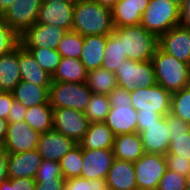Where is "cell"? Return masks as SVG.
I'll return each mask as SVG.
<instances>
[{
  "mask_svg": "<svg viewBox=\"0 0 190 190\" xmlns=\"http://www.w3.org/2000/svg\"><path fill=\"white\" fill-rule=\"evenodd\" d=\"M166 123L168 128V138L171 142V137L185 135L190 131V124L184 122L181 118L175 117L174 115L168 113L166 115Z\"/></svg>",
  "mask_w": 190,
  "mask_h": 190,
  "instance_id": "cell-42",
  "label": "cell"
},
{
  "mask_svg": "<svg viewBox=\"0 0 190 190\" xmlns=\"http://www.w3.org/2000/svg\"><path fill=\"white\" fill-rule=\"evenodd\" d=\"M86 84L93 93L109 95L117 87V78L101 67L87 71Z\"/></svg>",
  "mask_w": 190,
  "mask_h": 190,
  "instance_id": "cell-30",
  "label": "cell"
},
{
  "mask_svg": "<svg viewBox=\"0 0 190 190\" xmlns=\"http://www.w3.org/2000/svg\"><path fill=\"white\" fill-rule=\"evenodd\" d=\"M64 1H75V0H42V2H64Z\"/></svg>",
  "mask_w": 190,
  "mask_h": 190,
  "instance_id": "cell-57",
  "label": "cell"
},
{
  "mask_svg": "<svg viewBox=\"0 0 190 190\" xmlns=\"http://www.w3.org/2000/svg\"><path fill=\"white\" fill-rule=\"evenodd\" d=\"M8 152L0 150V184L8 180Z\"/></svg>",
  "mask_w": 190,
  "mask_h": 190,
  "instance_id": "cell-50",
  "label": "cell"
},
{
  "mask_svg": "<svg viewBox=\"0 0 190 190\" xmlns=\"http://www.w3.org/2000/svg\"><path fill=\"white\" fill-rule=\"evenodd\" d=\"M115 156L112 149H83V165L80 177L88 180L106 179Z\"/></svg>",
  "mask_w": 190,
  "mask_h": 190,
  "instance_id": "cell-15",
  "label": "cell"
},
{
  "mask_svg": "<svg viewBox=\"0 0 190 190\" xmlns=\"http://www.w3.org/2000/svg\"><path fill=\"white\" fill-rule=\"evenodd\" d=\"M112 150L115 159L130 162L137 161L145 153L138 132L115 136Z\"/></svg>",
  "mask_w": 190,
  "mask_h": 190,
  "instance_id": "cell-23",
  "label": "cell"
},
{
  "mask_svg": "<svg viewBox=\"0 0 190 190\" xmlns=\"http://www.w3.org/2000/svg\"><path fill=\"white\" fill-rule=\"evenodd\" d=\"M19 69L21 80L43 87H50L52 76L42 69L32 54L19 44Z\"/></svg>",
  "mask_w": 190,
  "mask_h": 190,
  "instance_id": "cell-22",
  "label": "cell"
},
{
  "mask_svg": "<svg viewBox=\"0 0 190 190\" xmlns=\"http://www.w3.org/2000/svg\"><path fill=\"white\" fill-rule=\"evenodd\" d=\"M169 1L174 3L177 6L181 7L184 0H169Z\"/></svg>",
  "mask_w": 190,
  "mask_h": 190,
  "instance_id": "cell-55",
  "label": "cell"
},
{
  "mask_svg": "<svg viewBox=\"0 0 190 190\" xmlns=\"http://www.w3.org/2000/svg\"><path fill=\"white\" fill-rule=\"evenodd\" d=\"M20 44V36L0 17V56L14 50Z\"/></svg>",
  "mask_w": 190,
  "mask_h": 190,
  "instance_id": "cell-37",
  "label": "cell"
},
{
  "mask_svg": "<svg viewBox=\"0 0 190 190\" xmlns=\"http://www.w3.org/2000/svg\"><path fill=\"white\" fill-rule=\"evenodd\" d=\"M27 109L23 104L14 100L7 117L8 123L24 121Z\"/></svg>",
  "mask_w": 190,
  "mask_h": 190,
  "instance_id": "cell-45",
  "label": "cell"
},
{
  "mask_svg": "<svg viewBox=\"0 0 190 190\" xmlns=\"http://www.w3.org/2000/svg\"><path fill=\"white\" fill-rule=\"evenodd\" d=\"M180 23V7L169 0H149L141 25L158 38Z\"/></svg>",
  "mask_w": 190,
  "mask_h": 190,
  "instance_id": "cell-5",
  "label": "cell"
},
{
  "mask_svg": "<svg viewBox=\"0 0 190 190\" xmlns=\"http://www.w3.org/2000/svg\"><path fill=\"white\" fill-rule=\"evenodd\" d=\"M107 36L108 35L84 36V44L79 59L87 71L102 67Z\"/></svg>",
  "mask_w": 190,
  "mask_h": 190,
  "instance_id": "cell-24",
  "label": "cell"
},
{
  "mask_svg": "<svg viewBox=\"0 0 190 190\" xmlns=\"http://www.w3.org/2000/svg\"><path fill=\"white\" fill-rule=\"evenodd\" d=\"M158 47L181 62L190 64V29L172 27L159 37Z\"/></svg>",
  "mask_w": 190,
  "mask_h": 190,
  "instance_id": "cell-14",
  "label": "cell"
},
{
  "mask_svg": "<svg viewBox=\"0 0 190 190\" xmlns=\"http://www.w3.org/2000/svg\"><path fill=\"white\" fill-rule=\"evenodd\" d=\"M13 101L14 96L12 92L3 91L0 94V118L7 120Z\"/></svg>",
  "mask_w": 190,
  "mask_h": 190,
  "instance_id": "cell-47",
  "label": "cell"
},
{
  "mask_svg": "<svg viewBox=\"0 0 190 190\" xmlns=\"http://www.w3.org/2000/svg\"><path fill=\"white\" fill-rule=\"evenodd\" d=\"M34 190H62L65 187V179L35 180Z\"/></svg>",
  "mask_w": 190,
  "mask_h": 190,
  "instance_id": "cell-46",
  "label": "cell"
},
{
  "mask_svg": "<svg viewBox=\"0 0 190 190\" xmlns=\"http://www.w3.org/2000/svg\"><path fill=\"white\" fill-rule=\"evenodd\" d=\"M67 190H109L106 179L88 180L83 177L65 180Z\"/></svg>",
  "mask_w": 190,
  "mask_h": 190,
  "instance_id": "cell-38",
  "label": "cell"
},
{
  "mask_svg": "<svg viewBox=\"0 0 190 190\" xmlns=\"http://www.w3.org/2000/svg\"><path fill=\"white\" fill-rule=\"evenodd\" d=\"M74 5L75 1L43 2L39 10L37 23L54 25L66 31H71Z\"/></svg>",
  "mask_w": 190,
  "mask_h": 190,
  "instance_id": "cell-17",
  "label": "cell"
},
{
  "mask_svg": "<svg viewBox=\"0 0 190 190\" xmlns=\"http://www.w3.org/2000/svg\"><path fill=\"white\" fill-rule=\"evenodd\" d=\"M114 32L122 39L123 54L127 59L151 61L158 48L159 38L155 34L148 32L141 24L114 28Z\"/></svg>",
  "mask_w": 190,
  "mask_h": 190,
  "instance_id": "cell-4",
  "label": "cell"
},
{
  "mask_svg": "<svg viewBox=\"0 0 190 190\" xmlns=\"http://www.w3.org/2000/svg\"><path fill=\"white\" fill-rule=\"evenodd\" d=\"M168 154H177V158L190 160V131L185 135L171 137Z\"/></svg>",
  "mask_w": 190,
  "mask_h": 190,
  "instance_id": "cell-40",
  "label": "cell"
},
{
  "mask_svg": "<svg viewBox=\"0 0 190 190\" xmlns=\"http://www.w3.org/2000/svg\"><path fill=\"white\" fill-rule=\"evenodd\" d=\"M14 1L15 0H0L2 4V18L4 16L6 9H8L13 4Z\"/></svg>",
  "mask_w": 190,
  "mask_h": 190,
  "instance_id": "cell-53",
  "label": "cell"
},
{
  "mask_svg": "<svg viewBox=\"0 0 190 190\" xmlns=\"http://www.w3.org/2000/svg\"><path fill=\"white\" fill-rule=\"evenodd\" d=\"M172 93L155 84L146 88L136 87L130 92L131 105L137 111L155 112L162 116L170 113Z\"/></svg>",
  "mask_w": 190,
  "mask_h": 190,
  "instance_id": "cell-8",
  "label": "cell"
},
{
  "mask_svg": "<svg viewBox=\"0 0 190 190\" xmlns=\"http://www.w3.org/2000/svg\"><path fill=\"white\" fill-rule=\"evenodd\" d=\"M151 62L156 82L165 90L174 93L190 86V64L179 61L159 47L151 58Z\"/></svg>",
  "mask_w": 190,
  "mask_h": 190,
  "instance_id": "cell-2",
  "label": "cell"
},
{
  "mask_svg": "<svg viewBox=\"0 0 190 190\" xmlns=\"http://www.w3.org/2000/svg\"><path fill=\"white\" fill-rule=\"evenodd\" d=\"M20 81L18 45L11 52L0 56V87L5 92H12Z\"/></svg>",
  "mask_w": 190,
  "mask_h": 190,
  "instance_id": "cell-25",
  "label": "cell"
},
{
  "mask_svg": "<svg viewBox=\"0 0 190 190\" xmlns=\"http://www.w3.org/2000/svg\"><path fill=\"white\" fill-rule=\"evenodd\" d=\"M108 96L111 107L104 123L114 136L137 132V110L131 105L130 92L117 86Z\"/></svg>",
  "mask_w": 190,
  "mask_h": 190,
  "instance_id": "cell-3",
  "label": "cell"
},
{
  "mask_svg": "<svg viewBox=\"0 0 190 190\" xmlns=\"http://www.w3.org/2000/svg\"><path fill=\"white\" fill-rule=\"evenodd\" d=\"M117 86L129 92L136 87L146 88L157 84L151 61L138 62L125 59L115 72Z\"/></svg>",
  "mask_w": 190,
  "mask_h": 190,
  "instance_id": "cell-7",
  "label": "cell"
},
{
  "mask_svg": "<svg viewBox=\"0 0 190 190\" xmlns=\"http://www.w3.org/2000/svg\"><path fill=\"white\" fill-rule=\"evenodd\" d=\"M62 176L65 180L77 178L81 175L83 165V149L76 145L59 161Z\"/></svg>",
  "mask_w": 190,
  "mask_h": 190,
  "instance_id": "cell-32",
  "label": "cell"
},
{
  "mask_svg": "<svg viewBox=\"0 0 190 190\" xmlns=\"http://www.w3.org/2000/svg\"><path fill=\"white\" fill-rule=\"evenodd\" d=\"M94 2H97L98 4L102 5L103 7L112 9L114 5L119 1V0H92Z\"/></svg>",
  "mask_w": 190,
  "mask_h": 190,
  "instance_id": "cell-52",
  "label": "cell"
},
{
  "mask_svg": "<svg viewBox=\"0 0 190 190\" xmlns=\"http://www.w3.org/2000/svg\"><path fill=\"white\" fill-rule=\"evenodd\" d=\"M112 130L104 123H90L89 128L78 145L82 149H112L114 143Z\"/></svg>",
  "mask_w": 190,
  "mask_h": 190,
  "instance_id": "cell-26",
  "label": "cell"
},
{
  "mask_svg": "<svg viewBox=\"0 0 190 190\" xmlns=\"http://www.w3.org/2000/svg\"><path fill=\"white\" fill-rule=\"evenodd\" d=\"M37 149L22 153H8V177L34 179L42 162Z\"/></svg>",
  "mask_w": 190,
  "mask_h": 190,
  "instance_id": "cell-18",
  "label": "cell"
},
{
  "mask_svg": "<svg viewBox=\"0 0 190 190\" xmlns=\"http://www.w3.org/2000/svg\"><path fill=\"white\" fill-rule=\"evenodd\" d=\"M25 49L32 54L43 70L48 72L51 76L54 74L62 58L57 50L42 47Z\"/></svg>",
  "mask_w": 190,
  "mask_h": 190,
  "instance_id": "cell-35",
  "label": "cell"
},
{
  "mask_svg": "<svg viewBox=\"0 0 190 190\" xmlns=\"http://www.w3.org/2000/svg\"><path fill=\"white\" fill-rule=\"evenodd\" d=\"M86 82L52 81L49 87L48 102L54 108H73L85 111L92 95Z\"/></svg>",
  "mask_w": 190,
  "mask_h": 190,
  "instance_id": "cell-6",
  "label": "cell"
},
{
  "mask_svg": "<svg viewBox=\"0 0 190 190\" xmlns=\"http://www.w3.org/2000/svg\"><path fill=\"white\" fill-rule=\"evenodd\" d=\"M53 130L62 133L77 143L86 134L90 122L83 111L73 108L53 109Z\"/></svg>",
  "mask_w": 190,
  "mask_h": 190,
  "instance_id": "cell-10",
  "label": "cell"
},
{
  "mask_svg": "<svg viewBox=\"0 0 190 190\" xmlns=\"http://www.w3.org/2000/svg\"><path fill=\"white\" fill-rule=\"evenodd\" d=\"M170 114L190 124V86L172 93Z\"/></svg>",
  "mask_w": 190,
  "mask_h": 190,
  "instance_id": "cell-36",
  "label": "cell"
},
{
  "mask_svg": "<svg viewBox=\"0 0 190 190\" xmlns=\"http://www.w3.org/2000/svg\"><path fill=\"white\" fill-rule=\"evenodd\" d=\"M87 80V70L80 59L62 57L52 81L83 83Z\"/></svg>",
  "mask_w": 190,
  "mask_h": 190,
  "instance_id": "cell-28",
  "label": "cell"
},
{
  "mask_svg": "<svg viewBox=\"0 0 190 190\" xmlns=\"http://www.w3.org/2000/svg\"><path fill=\"white\" fill-rule=\"evenodd\" d=\"M7 125H8V121L0 118V146H2L5 142V138L7 134Z\"/></svg>",
  "mask_w": 190,
  "mask_h": 190,
  "instance_id": "cell-51",
  "label": "cell"
},
{
  "mask_svg": "<svg viewBox=\"0 0 190 190\" xmlns=\"http://www.w3.org/2000/svg\"><path fill=\"white\" fill-rule=\"evenodd\" d=\"M161 117L162 115L155 112L137 111V132L140 134L143 131V126H149L156 123Z\"/></svg>",
  "mask_w": 190,
  "mask_h": 190,
  "instance_id": "cell-44",
  "label": "cell"
},
{
  "mask_svg": "<svg viewBox=\"0 0 190 190\" xmlns=\"http://www.w3.org/2000/svg\"><path fill=\"white\" fill-rule=\"evenodd\" d=\"M48 93L49 87L22 80L12 91L14 100L27 108L48 103Z\"/></svg>",
  "mask_w": 190,
  "mask_h": 190,
  "instance_id": "cell-27",
  "label": "cell"
},
{
  "mask_svg": "<svg viewBox=\"0 0 190 190\" xmlns=\"http://www.w3.org/2000/svg\"><path fill=\"white\" fill-rule=\"evenodd\" d=\"M66 32L63 28L36 22L20 35V44L24 48L42 47L56 50Z\"/></svg>",
  "mask_w": 190,
  "mask_h": 190,
  "instance_id": "cell-13",
  "label": "cell"
},
{
  "mask_svg": "<svg viewBox=\"0 0 190 190\" xmlns=\"http://www.w3.org/2000/svg\"><path fill=\"white\" fill-rule=\"evenodd\" d=\"M179 25L190 29V0H184L180 7V23Z\"/></svg>",
  "mask_w": 190,
  "mask_h": 190,
  "instance_id": "cell-49",
  "label": "cell"
},
{
  "mask_svg": "<svg viewBox=\"0 0 190 190\" xmlns=\"http://www.w3.org/2000/svg\"><path fill=\"white\" fill-rule=\"evenodd\" d=\"M76 145L78 143L75 140L52 129L41 133L37 151L42 159L59 162Z\"/></svg>",
  "mask_w": 190,
  "mask_h": 190,
  "instance_id": "cell-16",
  "label": "cell"
},
{
  "mask_svg": "<svg viewBox=\"0 0 190 190\" xmlns=\"http://www.w3.org/2000/svg\"><path fill=\"white\" fill-rule=\"evenodd\" d=\"M34 179L35 180L64 179L61 173L60 163L48 159H43Z\"/></svg>",
  "mask_w": 190,
  "mask_h": 190,
  "instance_id": "cell-41",
  "label": "cell"
},
{
  "mask_svg": "<svg viewBox=\"0 0 190 190\" xmlns=\"http://www.w3.org/2000/svg\"><path fill=\"white\" fill-rule=\"evenodd\" d=\"M156 190H186V177L167 168Z\"/></svg>",
  "mask_w": 190,
  "mask_h": 190,
  "instance_id": "cell-39",
  "label": "cell"
},
{
  "mask_svg": "<svg viewBox=\"0 0 190 190\" xmlns=\"http://www.w3.org/2000/svg\"><path fill=\"white\" fill-rule=\"evenodd\" d=\"M168 134L166 115L162 116L156 123L143 126L140 136L145 153L165 155L170 145Z\"/></svg>",
  "mask_w": 190,
  "mask_h": 190,
  "instance_id": "cell-19",
  "label": "cell"
},
{
  "mask_svg": "<svg viewBox=\"0 0 190 190\" xmlns=\"http://www.w3.org/2000/svg\"><path fill=\"white\" fill-rule=\"evenodd\" d=\"M186 190H190V173L186 176Z\"/></svg>",
  "mask_w": 190,
  "mask_h": 190,
  "instance_id": "cell-56",
  "label": "cell"
},
{
  "mask_svg": "<svg viewBox=\"0 0 190 190\" xmlns=\"http://www.w3.org/2000/svg\"><path fill=\"white\" fill-rule=\"evenodd\" d=\"M84 37L75 31H67L58 44L57 51L62 57L79 59L82 53Z\"/></svg>",
  "mask_w": 190,
  "mask_h": 190,
  "instance_id": "cell-34",
  "label": "cell"
},
{
  "mask_svg": "<svg viewBox=\"0 0 190 190\" xmlns=\"http://www.w3.org/2000/svg\"><path fill=\"white\" fill-rule=\"evenodd\" d=\"M41 133L25 121L8 123L2 149L8 153H22L37 149Z\"/></svg>",
  "mask_w": 190,
  "mask_h": 190,
  "instance_id": "cell-12",
  "label": "cell"
},
{
  "mask_svg": "<svg viewBox=\"0 0 190 190\" xmlns=\"http://www.w3.org/2000/svg\"><path fill=\"white\" fill-rule=\"evenodd\" d=\"M0 190H12V179H8L0 184Z\"/></svg>",
  "mask_w": 190,
  "mask_h": 190,
  "instance_id": "cell-54",
  "label": "cell"
},
{
  "mask_svg": "<svg viewBox=\"0 0 190 190\" xmlns=\"http://www.w3.org/2000/svg\"><path fill=\"white\" fill-rule=\"evenodd\" d=\"M138 190H156L167 170L165 155L144 153L133 162Z\"/></svg>",
  "mask_w": 190,
  "mask_h": 190,
  "instance_id": "cell-9",
  "label": "cell"
},
{
  "mask_svg": "<svg viewBox=\"0 0 190 190\" xmlns=\"http://www.w3.org/2000/svg\"><path fill=\"white\" fill-rule=\"evenodd\" d=\"M110 107V100L107 94L92 93L84 113L90 123L105 122Z\"/></svg>",
  "mask_w": 190,
  "mask_h": 190,
  "instance_id": "cell-33",
  "label": "cell"
},
{
  "mask_svg": "<svg viewBox=\"0 0 190 190\" xmlns=\"http://www.w3.org/2000/svg\"><path fill=\"white\" fill-rule=\"evenodd\" d=\"M72 31L80 35H109L114 31L111 9L92 0H75Z\"/></svg>",
  "mask_w": 190,
  "mask_h": 190,
  "instance_id": "cell-1",
  "label": "cell"
},
{
  "mask_svg": "<svg viewBox=\"0 0 190 190\" xmlns=\"http://www.w3.org/2000/svg\"><path fill=\"white\" fill-rule=\"evenodd\" d=\"M0 17H2V4L0 2Z\"/></svg>",
  "mask_w": 190,
  "mask_h": 190,
  "instance_id": "cell-58",
  "label": "cell"
},
{
  "mask_svg": "<svg viewBox=\"0 0 190 190\" xmlns=\"http://www.w3.org/2000/svg\"><path fill=\"white\" fill-rule=\"evenodd\" d=\"M102 68L115 73L127 56L123 54L122 39L113 31L107 36Z\"/></svg>",
  "mask_w": 190,
  "mask_h": 190,
  "instance_id": "cell-31",
  "label": "cell"
},
{
  "mask_svg": "<svg viewBox=\"0 0 190 190\" xmlns=\"http://www.w3.org/2000/svg\"><path fill=\"white\" fill-rule=\"evenodd\" d=\"M35 185L36 181L32 178L12 179V190H34Z\"/></svg>",
  "mask_w": 190,
  "mask_h": 190,
  "instance_id": "cell-48",
  "label": "cell"
},
{
  "mask_svg": "<svg viewBox=\"0 0 190 190\" xmlns=\"http://www.w3.org/2000/svg\"><path fill=\"white\" fill-rule=\"evenodd\" d=\"M53 108L48 103L32 106L27 109L25 122L39 133L53 129Z\"/></svg>",
  "mask_w": 190,
  "mask_h": 190,
  "instance_id": "cell-29",
  "label": "cell"
},
{
  "mask_svg": "<svg viewBox=\"0 0 190 190\" xmlns=\"http://www.w3.org/2000/svg\"><path fill=\"white\" fill-rule=\"evenodd\" d=\"M42 3V0H15L3 18L20 36L37 22Z\"/></svg>",
  "mask_w": 190,
  "mask_h": 190,
  "instance_id": "cell-11",
  "label": "cell"
},
{
  "mask_svg": "<svg viewBox=\"0 0 190 190\" xmlns=\"http://www.w3.org/2000/svg\"><path fill=\"white\" fill-rule=\"evenodd\" d=\"M149 0H119L111 9L114 28L140 25Z\"/></svg>",
  "mask_w": 190,
  "mask_h": 190,
  "instance_id": "cell-20",
  "label": "cell"
},
{
  "mask_svg": "<svg viewBox=\"0 0 190 190\" xmlns=\"http://www.w3.org/2000/svg\"><path fill=\"white\" fill-rule=\"evenodd\" d=\"M167 168L179 173L180 175L187 176L190 173V160L184 158H177V154H165Z\"/></svg>",
  "mask_w": 190,
  "mask_h": 190,
  "instance_id": "cell-43",
  "label": "cell"
},
{
  "mask_svg": "<svg viewBox=\"0 0 190 190\" xmlns=\"http://www.w3.org/2000/svg\"><path fill=\"white\" fill-rule=\"evenodd\" d=\"M109 190H138L133 162L115 159L106 177Z\"/></svg>",
  "mask_w": 190,
  "mask_h": 190,
  "instance_id": "cell-21",
  "label": "cell"
}]
</instances>
